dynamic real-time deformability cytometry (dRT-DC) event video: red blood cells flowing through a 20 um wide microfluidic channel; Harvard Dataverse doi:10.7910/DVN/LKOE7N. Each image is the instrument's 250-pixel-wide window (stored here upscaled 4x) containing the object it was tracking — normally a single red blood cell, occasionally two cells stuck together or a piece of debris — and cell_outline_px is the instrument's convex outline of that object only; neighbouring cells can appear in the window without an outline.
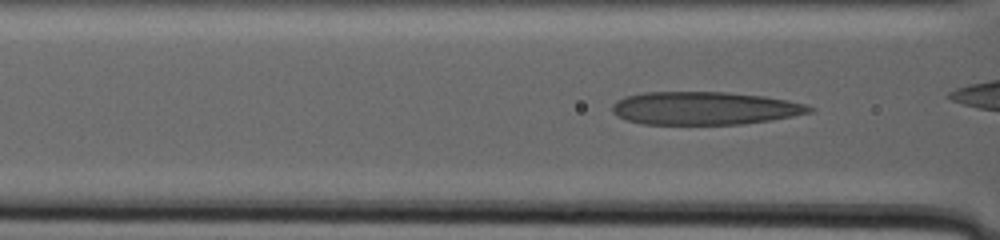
{"species": "human", "species_latin": "Homo sapiens", "temperature_condition": "warm", "stored_images_in_passage": 89, "camera_frame_rate_fps": 3000, "um_per_image_px": 0.085, "donor": {"sex": "male"}, "frame": {"image": 1, "passage_image": 49, "time_ms": 16.0, "image_size_px": [1000, 240], "cell_outline_px": [[816, 108], [812, 112], [772, 120], [744, 124], [644, 124], [624, 120], [616, 116], [612, 112], [612, 104], [616, 100], [624, 96], [644, 92], [724, 92], [764, 96], [788, 100], [804, 104]], "centroid_in_image_um": [59.85, 9.2], "position_along_channel_um": 106.7, "area_um2": 38.21}}
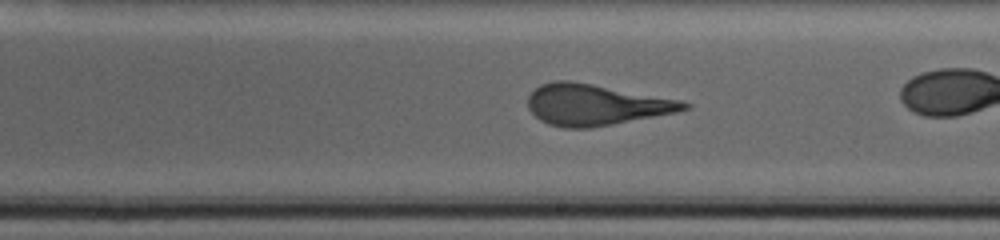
{"frame": {"image": 2, "passage_image": 68, "time_ms": 22.333, "image_size_px": [1000, 240], "cell_outline_px": [[692, 104], [688, 108], [676, 112], [612, 124], [588, 128], [564, 128], [548, 124], [540, 120], [528, 108], [528, 96], [540, 84], [556, 80], [568, 80], [592, 84], [680, 100]], "centroid_in_image_um": [50.59, 8.9], "position_along_channel_um": 238.4, "area_um2": 36.93}}
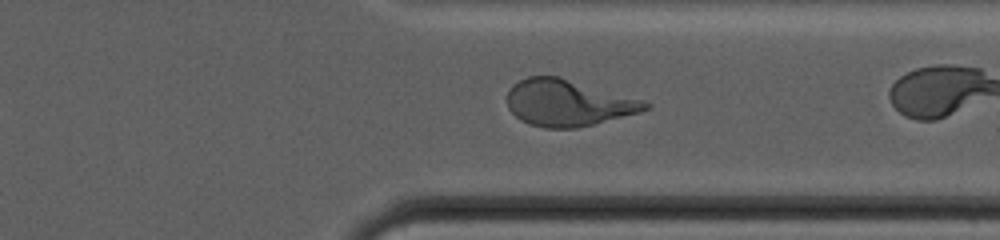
{"frame": {"image": 3, "passage_image": 86, "time_ms": 28.333, "image_size_px": [1000, 240], "cell_outline_px": [[652, 104], [648, 108], [640, 112], [576, 128], [544, 128], [528, 124], [520, 120], [508, 108], [508, 88], [512, 84], [528, 76], [560, 76], [640, 100]], "centroid_in_image_um": [48.21, 8.74], "position_along_channel_um": 363.2, "area_um2": 36.99}}